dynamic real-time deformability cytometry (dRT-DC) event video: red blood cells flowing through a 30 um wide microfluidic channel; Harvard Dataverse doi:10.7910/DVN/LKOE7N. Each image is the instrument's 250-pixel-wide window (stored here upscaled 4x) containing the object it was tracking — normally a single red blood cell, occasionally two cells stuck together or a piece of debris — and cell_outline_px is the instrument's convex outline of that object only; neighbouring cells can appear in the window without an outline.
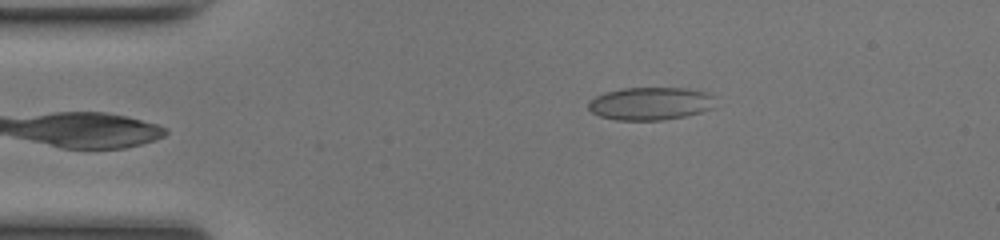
{"species": "common noctule bat (a hibernating species)", "species_latin": "Nyctalus noctula", "temperature_condition": "room temperature", "stored_images_in_passage": 41, "camera_frame_rate_fps": 3000, "um_per_image_px": 0.085, "animal": {"sex": "female", "body_mass_g": 17.0, "forearm_length_mm": 48.0}, "frame": {"image": 1, "passage_image": 1, "time_ms": 0.0, "image_size_px": [1000, 240], "cell_outline_px": [[716, 96], [712, 108], [700, 112], [684, 116], [664, 120], [616, 120], [600, 116], [592, 112], [588, 108], [588, 100], [604, 92], [620, 88], [684, 88], [708, 92]], "centroid_in_image_um": [55.28, 8.79], "position_along_channel_um": 29.7, "area_um2": 24.51}}
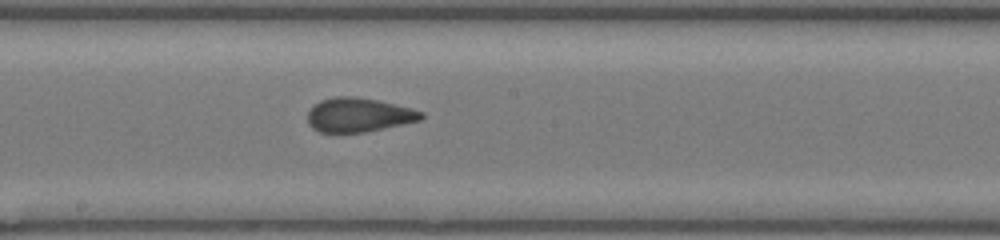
{"frame": {"image": 2, "passage_image": 18, "time_ms": 5.667, "image_size_px": [1000, 240], "cell_outline_px": [[424, 116], [420, 120], [364, 132], [320, 132], [312, 128], [308, 124], [308, 112], [320, 100], [336, 96], [356, 96], [376, 100], [412, 108], [424, 112]], "centroid_in_image_um": [30.48, 9.76], "position_along_channel_um": 217.7, "area_um2": 22.37}}
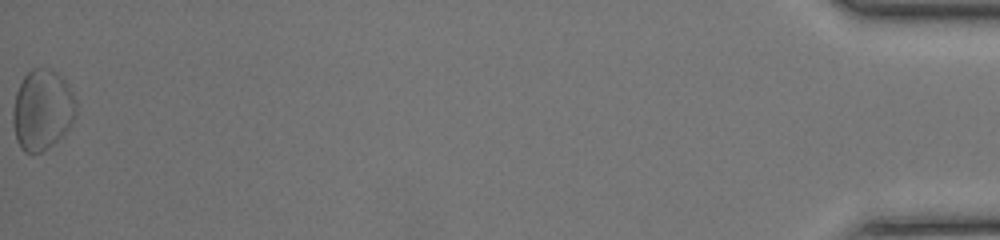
{"frame": {"image": 3, "passage_image": 41, "time_ms": 13.333, "image_size_px": [1000, 240], "cell_outline_px": [[76, 112], [68, 128], [52, 144], [40, 152], [24, 152], [20, 148], [16, 140], [12, 124], [12, 108], [16, 92], [24, 76], [32, 68], [48, 68], [56, 72], [68, 84], [76, 100]], "centroid_in_image_um": [3.56, 9.32], "position_along_channel_um": 431.6, "area_um2": 29.48}, "authors_computed_cell_mechanics": {"area_um2": 22.7154, "velocity_mm_per_s": 4.226, "shape_relaxation_time_tau1_ms": 5.1195, "shape_relaxation_time_tau2_ms": 1.0851, "deformation_change_tau1": 0.1446, "deformation_change_tau2": 0.086}}